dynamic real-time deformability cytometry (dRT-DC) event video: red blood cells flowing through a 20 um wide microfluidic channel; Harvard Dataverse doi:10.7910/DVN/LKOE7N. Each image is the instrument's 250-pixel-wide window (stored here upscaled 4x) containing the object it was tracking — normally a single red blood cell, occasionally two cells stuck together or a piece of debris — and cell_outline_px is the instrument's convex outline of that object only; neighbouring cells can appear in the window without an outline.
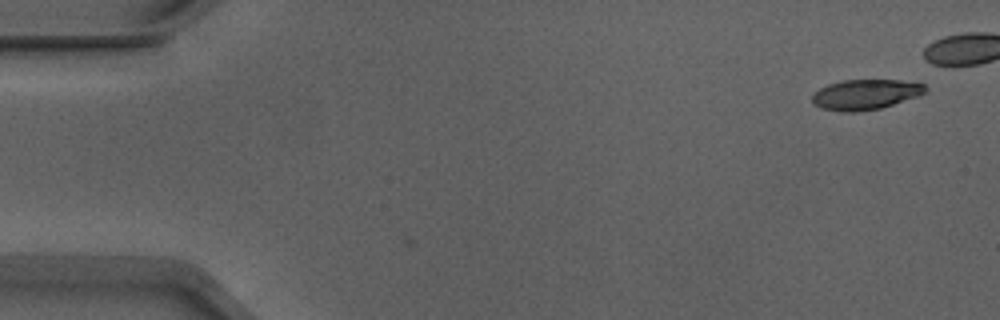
{"species": "Egyptian fruit bat (a non-hibernating species)", "species_latin": "Rousettus aegyptiacus", "temperature_condition": "warm", "stored_images_in_passage": 25, "camera_frame_rate_fps": 3000, "um_per_image_px": 0.085, "animal": {"sex": "male"}, "frame": {"image": 1, "passage_image": 1, "time_ms": 0.0, "image_size_px": [1000, 320], "cell_outline_px": [[928, 88], [924, 92], [916, 96], [880, 108], [852, 112], [840, 112], [824, 108], [816, 104], [812, 100], [812, 96], [820, 88], [828, 84], [844, 80], [900, 80], [924, 84]], "centroid_in_image_um": [73.56, 8.02], "position_along_channel_um": 11.4, "area_um2": 19.48}}
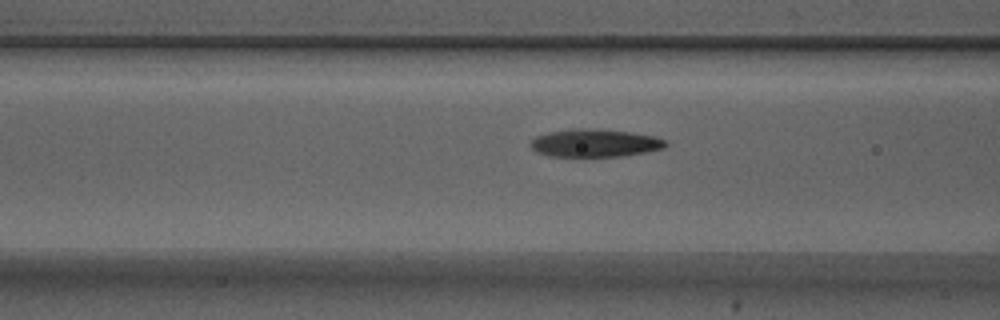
{"frame": {"image": 2, "passage_image": 19, "time_ms": 6.0, "image_size_px": [1000, 320], "cell_outline_px": [[668, 144], [664, 148], [644, 152], [620, 156], [552, 156], [536, 152], [528, 144], [536, 136], [548, 132], [572, 128], [584, 128], [628, 132], [652, 136], [664, 140]], "centroid_in_image_um": [50.5, 12.15], "position_along_channel_um": 116.1, "area_um2": 21.62}}
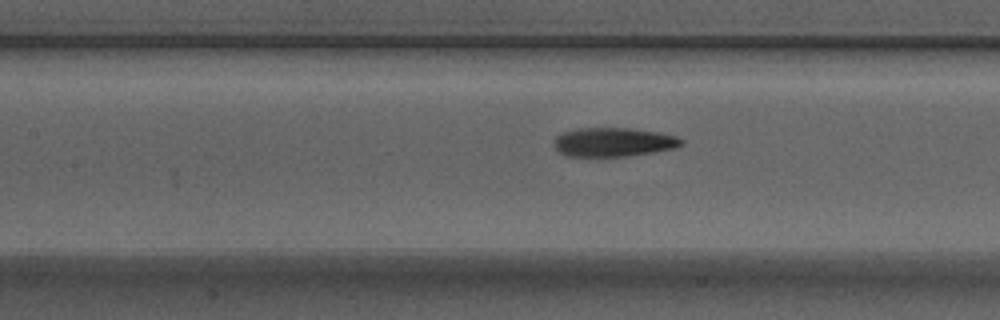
{"frame": {"image": 3, "passage_image": 22, "time_ms": 7.0, "image_size_px": [1000, 320], "cell_outline_px": [[684, 144], [676, 148], [628, 156], [568, 156], [560, 152], [552, 144], [556, 136], [564, 132], [576, 128], [632, 128], [660, 132], [676, 136], [684, 140]], "centroid_in_image_um": [52.17, 12.07], "position_along_channel_um": 155.2, "area_um2": 21.62}}